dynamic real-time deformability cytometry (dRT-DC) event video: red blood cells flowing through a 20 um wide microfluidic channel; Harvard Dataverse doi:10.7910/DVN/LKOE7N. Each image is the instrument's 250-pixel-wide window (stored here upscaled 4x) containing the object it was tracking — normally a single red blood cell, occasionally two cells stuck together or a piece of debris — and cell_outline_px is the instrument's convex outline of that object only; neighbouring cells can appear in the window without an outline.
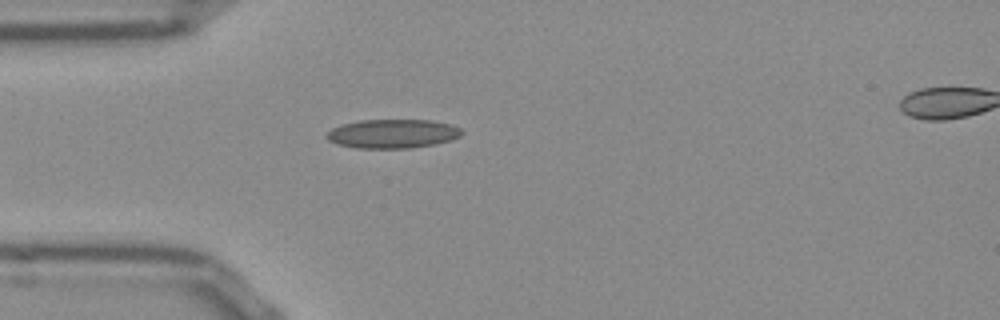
{"species": "Egyptian fruit bat (a non-hibernating species)", "species_latin": "Rousettus aegyptiacus", "temperature_condition": "room temperature", "stored_images_in_passage": 39, "camera_frame_rate_fps": 3000, "um_per_image_px": 0.085, "frame": {"image": 1, "passage_image": 1, "time_ms": 0.0, "image_size_px": [1000, 320], "cell_outline_px": [[464, 132], [460, 136], [452, 140], [436, 144], [412, 148], [356, 148], [336, 144], [328, 140], [324, 136], [332, 128], [340, 124], [360, 120], [432, 120], [452, 124], [460, 128]], "centroid_in_image_um": [33.38, 11.36], "position_along_channel_um": 51.6, "area_um2": 23.12}}
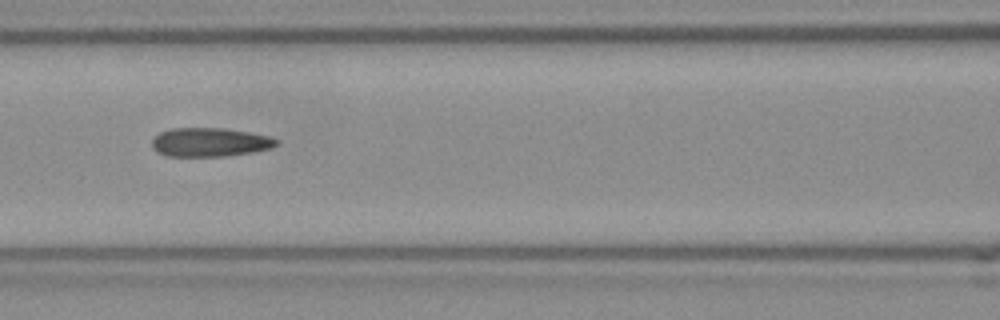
{"frame": {"image": 2, "passage_image": 9, "time_ms": 2.667, "image_size_px": [1000, 320], "cell_outline_px": [[280, 140], [272, 148], [252, 152], [224, 156], [168, 156], [156, 152], [152, 148], [152, 140], [160, 132], [168, 128], [224, 128], [272, 136]], "centroid_in_image_um": [17.84, 12.08], "position_along_channel_um": 148.8, "area_um2": 21.04}}
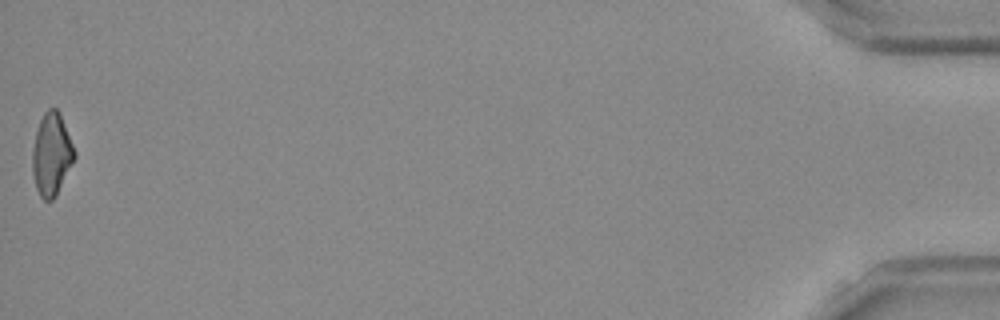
{"frame": {"image": 3, "passage_image": 39, "time_ms": 12.667, "image_size_px": [1000, 320], "cell_outline_px": [[76, 156], [56, 196], [52, 200], [44, 200], [40, 196], [36, 188], [32, 172], [32, 148], [36, 132], [40, 120], [44, 112], [48, 108], [56, 108], [60, 112], [76, 152]], "centroid_in_image_um": [4.38, 13.11], "position_along_channel_um": 430.8, "area_um2": 20.29}, "authors_computed_cell_mechanics": {"area_um2": 20.9814, "velocity_mm_per_s": 3.8635, "shape_relaxation_time_tau1_ms": null, "shape_relaxation_time_tau2_ms": 3.3798, "deformation_change_tau1": null, "deformation_change_tau2": 0.132}}